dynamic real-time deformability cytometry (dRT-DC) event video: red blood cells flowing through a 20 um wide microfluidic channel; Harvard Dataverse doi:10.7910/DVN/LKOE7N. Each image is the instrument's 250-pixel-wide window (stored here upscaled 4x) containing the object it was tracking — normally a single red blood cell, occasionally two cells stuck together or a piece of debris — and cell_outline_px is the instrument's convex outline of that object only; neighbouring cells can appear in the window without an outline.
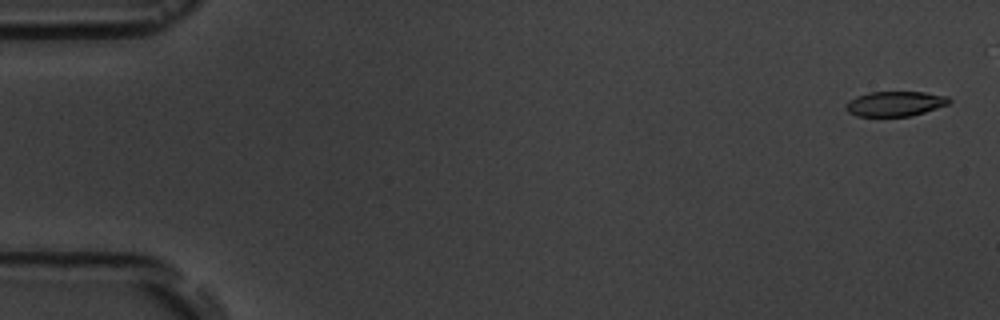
{"species": "common noctule bat (a hibernating species)", "species_latin": "Nyctalus noctula", "temperature_condition": "room temperature", "stored_images_in_passage": 5, "camera_frame_rate_fps": 3000, "um_per_image_px": 0.085, "animal": {"sex": "male", "body_mass_g": 19.5, "forearm_length_mm": 54.6}, "frame": {"image": 1, "passage_image": 1, "time_ms": 0.0, "image_size_px": [1000, 320], "cell_outline_px": [[952, 100], [948, 104], [912, 116], [856, 116], [848, 112], [844, 108], [844, 104], [848, 100], [856, 96], [868, 92], [924, 92], [948, 96]], "centroid_in_image_um": [76.04, 8.81], "position_along_channel_um": 9.0, "area_um2": 15.14}}